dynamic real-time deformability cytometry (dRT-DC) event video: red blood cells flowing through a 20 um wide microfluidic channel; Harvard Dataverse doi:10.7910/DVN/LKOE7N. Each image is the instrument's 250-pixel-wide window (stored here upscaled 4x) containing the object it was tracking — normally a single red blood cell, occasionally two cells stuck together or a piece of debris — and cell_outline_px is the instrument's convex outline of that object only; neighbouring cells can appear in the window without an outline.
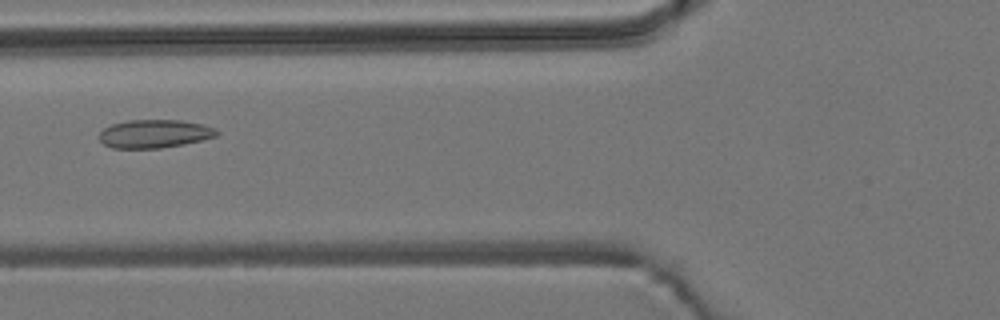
{"species": "common noctule bat (a hibernating species)", "species_latin": "Nyctalus noctula", "temperature_condition": "room temperature", "stored_images_in_passage": 17, "camera_frame_rate_fps": 3000, "um_per_image_px": 0.085, "animal": {"sex": "male", "body_mass_g": 19.2, "forearm_length_mm": 51.8}, "frame": {"image": 1, "passage_image": 7, "time_ms": 2.0, "image_size_px": [1000, 320], "cell_outline_px": [[220, 132], [216, 136], [184, 144], [160, 148], [112, 148], [104, 144], [100, 140], [100, 132], [104, 128], [112, 124], [128, 120], [180, 120], [204, 124], [216, 128]], "centroid_in_image_um": [13.15, 11.36], "position_along_channel_um": 112.6, "area_um2": 19.36}}
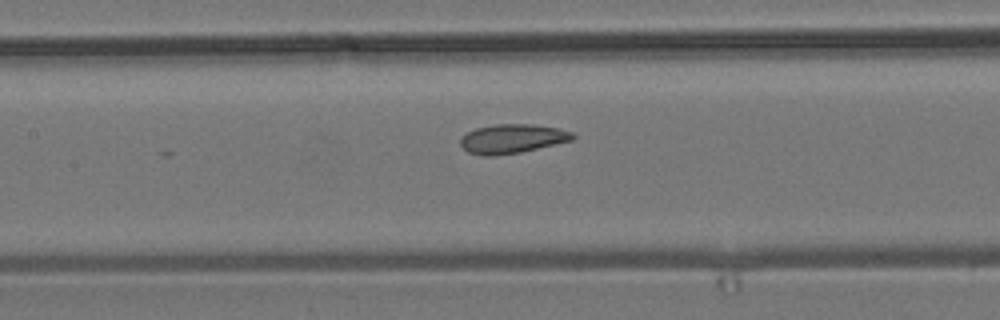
{"frame": {"image": 2, "passage_image": 11, "time_ms": 3.333, "image_size_px": [1000, 320], "cell_outline_px": [[576, 136], [572, 140], [520, 152], [492, 156], [480, 156], [468, 152], [460, 144], [460, 136], [476, 128], [496, 124], [532, 124], [560, 128], [572, 132]], "centroid_in_image_um": [43.52, 11.79], "position_along_channel_um": 163.9, "area_um2": 19.07}}